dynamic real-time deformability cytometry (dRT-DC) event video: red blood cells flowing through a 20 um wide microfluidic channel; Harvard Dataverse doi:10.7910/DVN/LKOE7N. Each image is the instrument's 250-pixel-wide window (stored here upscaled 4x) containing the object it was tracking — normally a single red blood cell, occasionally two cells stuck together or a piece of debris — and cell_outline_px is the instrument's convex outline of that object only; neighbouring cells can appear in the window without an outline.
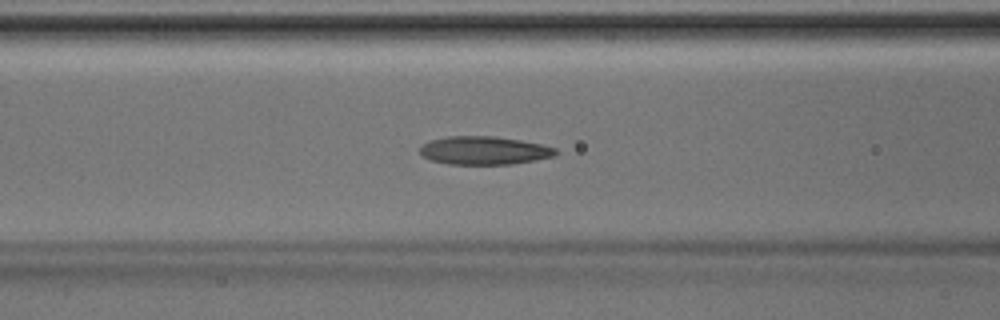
{"species": "Egyptian fruit bat (a non-hibernating species)", "species_latin": "Rousettus aegyptiacus", "temperature_condition": "room temperature", "stored_images_in_passage": 46, "camera_frame_rate_fps": 3000, "um_per_image_px": 0.085, "animal": {"sex": "male"}, "frame": {"image": 1, "passage_image": 19, "time_ms": 6.0, "image_size_px": [1000, 320], "cell_outline_px": [[560, 152], [556, 156], [512, 164], [448, 164], [432, 160], [424, 156], [420, 152], [420, 148], [428, 140], [448, 136], [492, 136], [520, 140], [540, 144], [556, 148]], "centroid_in_image_um": [41.18, 12.79], "position_along_channel_um": 125.4, "area_um2": 22.31}}
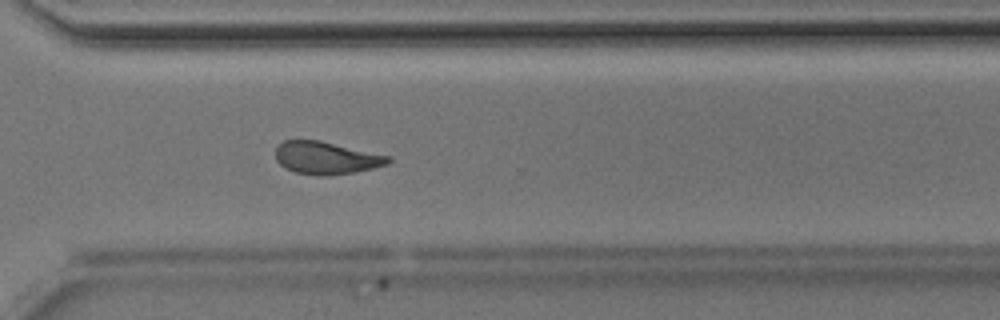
{"frame": {"image": 2, "passage_image": 34, "time_ms": 11.0, "image_size_px": [1000, 320], "cell_outline_px": [[392, 160], [388, 164], [372, 168], [352, 172], [324, 176], [316, 176], [296, 172], [284, 168], [276, 160], [276, 144], [284, 140], [320, 140], [392, 156]], "centroid_in_image_um": [27.72, 13.41], "position_along_channel_um": 342.9, "area_um2": 21.56}}
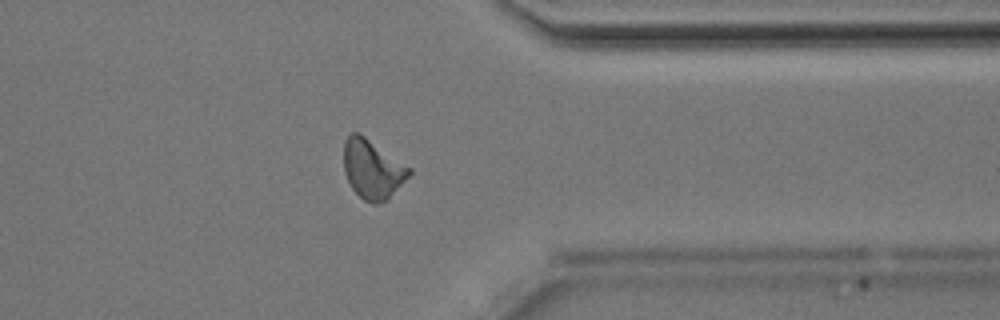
{"frame": {"image": 3, "passage_image": 37, "time_ms": 12.0, "image_size_px": [1000, 320], "cell_outline_px": [[412, 172], [388, 200], [376, 204], [372, 204], [364, 200], [352, 188], [344, 172], [344, 140], [352, 132], [360, 132], [412, 168]], "centroid_in_image_um": [31.67, 14.36], "position_along_channel_um": 379.7, "area_um2": 22.72}}